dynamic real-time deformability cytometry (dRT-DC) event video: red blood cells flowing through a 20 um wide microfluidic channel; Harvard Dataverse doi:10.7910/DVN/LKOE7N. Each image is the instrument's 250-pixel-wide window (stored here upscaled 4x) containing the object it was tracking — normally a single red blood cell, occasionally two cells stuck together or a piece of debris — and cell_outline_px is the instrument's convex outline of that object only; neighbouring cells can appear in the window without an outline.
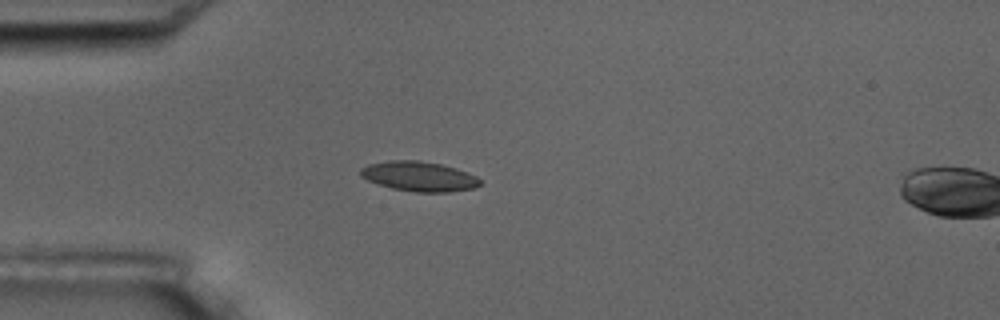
{"species": "common noctule bat (a hibernating species)", "species_latin": "Nyctalus noctula", "temperature_condition": "room temperature", "stored_images_in_passage": 4, "camera_frame_rate_fps": 3000, "um_per_image_px": 0.085, "animal": {"sex": "male", "body_mass_g": 17.5, "forearm_length_mm": 52.3}, "frame": {"image": 1, "passage_image": 4, "time_ms": 3.333, "image_size_px": [1000, 320], "cell_outline_px": [[480, 184], [476, 188], [448, 192], [416, 192], [392, 188], [368, 180], [360, 176], [360, 168], [368, 164], [388, 160], [420, 160], [440, 164], [456, 168], [468, 172], [476, 176], [480, 180]], "centroid_in_image_um": [35.62, 14.98], "position_along_channel_um": 49.4, "area_um2": 20.81}}